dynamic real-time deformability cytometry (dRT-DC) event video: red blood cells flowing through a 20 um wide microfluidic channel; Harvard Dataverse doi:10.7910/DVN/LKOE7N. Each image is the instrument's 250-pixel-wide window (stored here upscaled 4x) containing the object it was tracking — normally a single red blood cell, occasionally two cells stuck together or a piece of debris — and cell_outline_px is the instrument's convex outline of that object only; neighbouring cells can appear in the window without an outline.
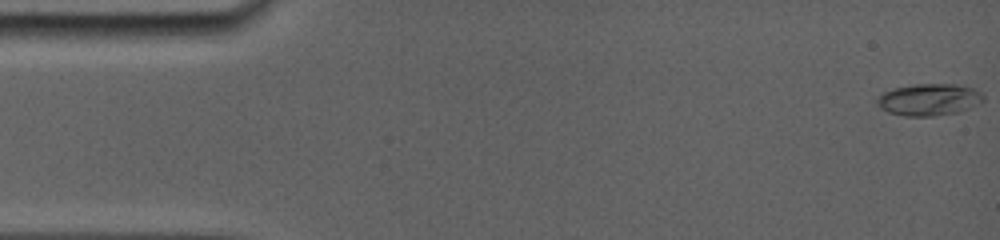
{"species": "common noctule bat (a hibernating species)", "species_latin": "Nyctalus noctula", "temperature_condition": "room temperature", "stored_images_in_passage": 59, "camera_frame_rate_fps": 5000, "um_per_image_px": 0.085, "animal": {"sex": "female", "body_mass_g": 19.0, "forearm_length_mm": 56.7}, "frame": {"image": 1, "passage_image": 1, "time_ms": 0.0, "image_size_px": [1000, 240], "cell_outline_px": [[984, 100], [964, 108], [952, 112], [924, 116], [908, 116], [888, 112], [880, 108], [876, 100], [880, 92], [892, 88], [912, 84], [956, 84], [972, 88], [980, 92], [984, 96]], "centroid_in_image_um": [78.86, 8.43], "position_along_channel_um": 6.1, "area_um2": 19.31}}
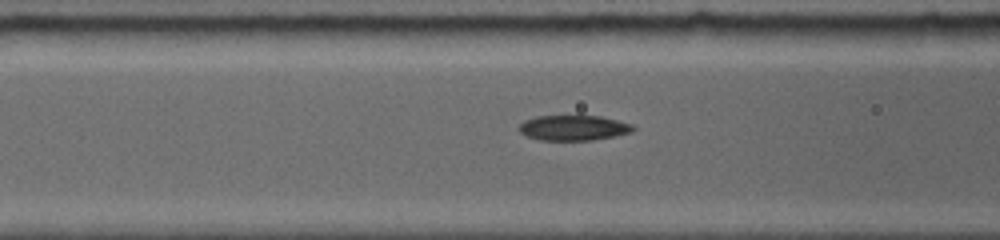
{"frame": {"image": 2, "passage_image": 29, "time_ms": 6.2, "image_size_px": [1000, 240], "cell_outline_px": [[632, 128], [628, 132], [612, 136], [588, 140], [540, 140], [528, 136], [520, 132], [520, 124], [524, 120], [536, 116], [600, 116], [616, 120], [628, 124]], "centroid_in_image_um": [48.64, 10.86], "position_along_channel_um": 118.0, "area_um2": 16.18}}
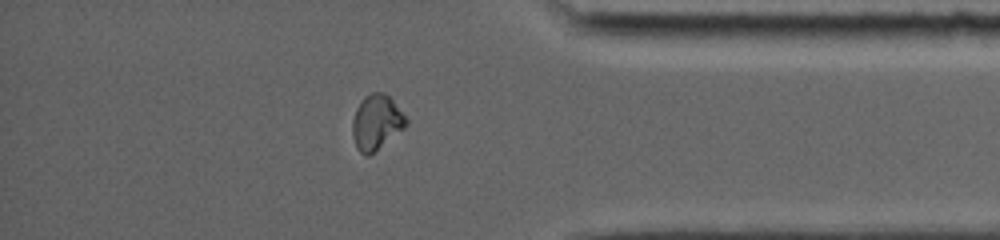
{"frame": {"image": 3, "passage_image": 52, "time_ms": 13.8, "image_size_px": [1000, 240], "cell_outline_px": [[408, 124], [404, 128], [368, 156], [364, 156], [356, 148], [352, 136], [352, 120], [356, 108], [364, 96], [372, 92], [384, 92], [392, 100], [408, 120]], "centroid_in_image_um": [31.97, 10.39], "position_along_channel_um": 403.2, "area_um2": 17.11}, "authors_computed_cell_mechanics": {"area_um2": 16.9354, "velocity_mm_per_s": 3.8724, "shape_relaxation_time_tau1_ms": 7.3141, "shape_relaxation_time_tau2_ms": 3.4314, "deformation_change_tau1": 0.2119, "deformation_change_tau2": 0.0542}}